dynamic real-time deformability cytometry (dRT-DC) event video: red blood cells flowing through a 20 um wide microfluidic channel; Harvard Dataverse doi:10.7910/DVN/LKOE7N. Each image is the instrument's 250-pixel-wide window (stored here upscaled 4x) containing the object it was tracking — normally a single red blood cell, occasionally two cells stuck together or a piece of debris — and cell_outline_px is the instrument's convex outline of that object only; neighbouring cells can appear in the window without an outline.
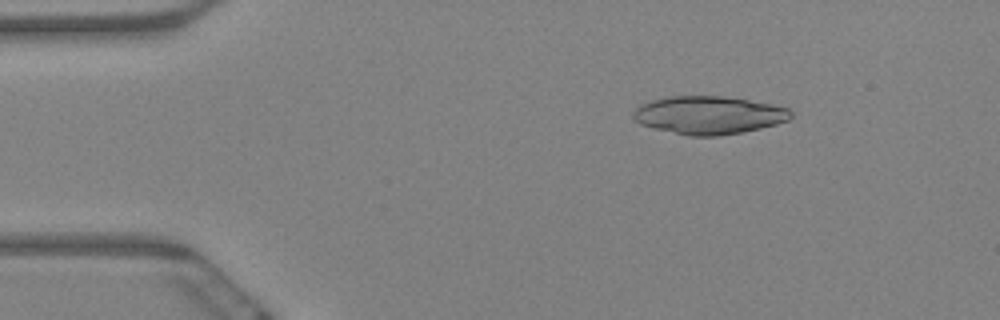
{"species": "Egyptian fruit bat (a non-hibernating species)", "species_latin": "Rousettus aegyptiacus", "temperature_condition": "warm", "stored_images_in_passage": 5, "camera_frame_rate_fps": 3000, "um_per_image_px": 0.085, "animal": {"sex": "female"}, "frame": {"image": 1, "passage_image": 3, "time_ms": 0.667, "image_size_px": [1000, 320], "cell_outline_px": [[792, 116], [788, 120], [776, 124], [744, 132], [720, 136], [688, 136], [652, 128], [640, 124], [632, 116], [632, 112], [640, 104], [652, 100], [668, 96], [724, 96], [772, 104], [788, 108], [792, 112]], "centroid_in_image_um": [60.23, 9.79], "position_along_channel_um": 24.8, "area_um2": 35.08}}